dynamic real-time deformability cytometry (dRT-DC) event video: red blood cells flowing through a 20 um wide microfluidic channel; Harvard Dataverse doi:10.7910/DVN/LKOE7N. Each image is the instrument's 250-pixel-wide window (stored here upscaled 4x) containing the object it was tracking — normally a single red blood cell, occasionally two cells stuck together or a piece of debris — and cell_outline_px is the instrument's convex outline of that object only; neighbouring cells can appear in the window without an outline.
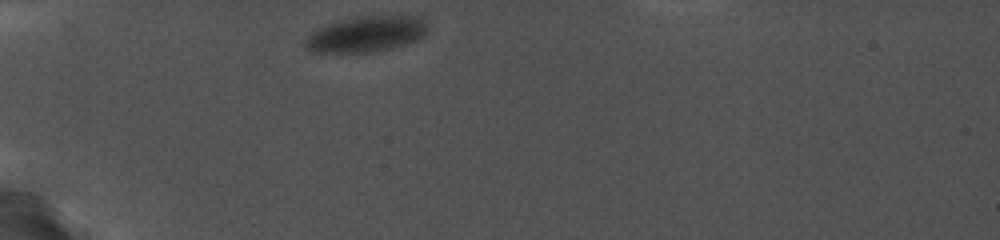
{"species": "common noctule bat (a hibernating species)", "species_latin": "Nyctalus noctula", "temperature_condition": "cold", "stored_images_in_passage": 3, "camera_frame_rate_fps": 5000, "um_per_image_px": 0.085, "animal": {"sex": "female", "body_mass_g": 19.0, "forearm_length_mm": 56.7}, "frame": {"image": 1, "passage_image": 1, "time_ms": 0.0, "image_size_px": [1000, 240], "cell_outline_px": [[428, 32], [424, 36], [416, 40], [388, 48], [372, 52], [312, 52], [304, 44], [304, 40], [312, 32], [324, 24], [348, 16], [424, 16], [428, 20]], "centroid_in_image_um": [31.15, 2.86], "position_along_channel_um": 53.9, "area_um2": 25.89}}